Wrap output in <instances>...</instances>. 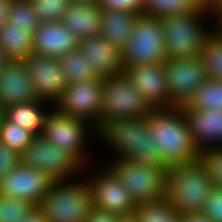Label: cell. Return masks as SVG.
<instances>
[{
    "instance_id": "1",
    "label": "cell",
    "mask_w": 222,
    "mask_h": 222,
    "mask_svg": "<svg viewBox=\"0 0 222 222\" xmlns=\"http://www.w3.org/2000/svg\"><path fill=\"white\" fill-rule=\"evenodd\" d=\"M97 144L108 145V150H113L110 160L130 159L143 166L169 168L153 138L149 137L147 116L107 123L98 132Z\"/></svg>"
},
{
    "instance_id": "2",
    "label": "cell",
    "mask_w": 222,
    "mask_h": 222,
    "mask_svg": "<svg viewBox=\"0 0 222 222\" xmlns=\"http://www.w3.org/2000/svg\"><path fill=\"white\" fill-rule=\"evenodd\" d=\"M147 117L149 137L153 138L169 167L198 159L200 152L194 144L182 107L152 109Z\"/></svg>"
},
{
    "instance_id": "3",
    "label": "cell",
    "mask_w": 222,
    "mask_h": 222,
    "mask_svg": "<svg viewBox=\"0 0 222 222\" xmlns=\"http://www.w3.org/2000/svg\"><path fill=\"white\" fill-rule=\"evenodd\" d=\"M160 20L167 59L199 56L206 38L217 26L212 11L206 4L187 15L169 16Z\"/></svg>"
},
{
    "instance_id": "4",
    "label": "cell",
    "mask_w": 222,
    "mask_h": 222,
    "mask_svg": "<svg viewBox=\"0 0 222 222\" xmlns=\"http://www.w3.org/2000/svg\"><path fill=\"white\" fill-rule=\"evenodd\" d=\"M214 185L199 159L167 169L166 198L178 213H201Z\"/></svg>"
},
{
    "instance_id": "5",
    "label": "cell",
    "mask_w": 222,
    "mask_h": 222,
    "mask_svg": "<svg viewBox=\"0 0 222 222\" xmlns=\"http://www.w3.org/2000/svg\"><path fill=\"white\" fill-rule=\"evenodd\" d=\"M41 135L55 147L73 156L84 168L98 161L94 162L93 159L99 157L94 155L89 145L92 139V142L98 140V132L86 120L61 114L53 107L46 116Z\"/></svg>"
},
{
    "instance_id": "6",
    "label": "cell",
    "mask_w": 222,
    "mask_h": 222,
    "mask_svg": "<svg viewBox=\"0 0 222 222\" xmlns=\"http://www.w3.org/2000/svg\"><path fill=\"white\" fill-rule=\"evenodd\" d=\"M38 207L49 222H85L93 209L91 188L83 176L54 182Z\"/></svg>"
},
{
    "instance_id": "7",
    "label": "cell",
    "mask_w": 222,
    "mask_h": 222,
    "mask_svg": "<svg viewBox=\"0 0 222 222\" xmlns=\"http://www.w3.org/2000/svg\"><path fill=\"white\" fill-rule=\"evenodd\" d=\"M152 109L125 73L104 78L99 132L107 123L146 117Z\"/></svg>"
},
{
    "instance_id": "8",
    "label": "cell",
    "mask_w": 222,
    "mask_h": 222,
    "mask_svg": "<svg viewBox=\"0 0 222 222\" xmlns=\"http://www.w3.org/2000/svg\"><path fill=\"white\" fill-rule=\"evenodd\" d=\"M96 166L98 168L90 165L82 172L91 188L93 207L121 218L133 217L137 203L127 188L106 165L102 164L100 168L96 163Z\"/></svg>"
},
{
    "instance_id": "9",
    "label": "cell",
    "mask_w": 222,
    "mask_h": 222,
    "mask_svg": "<svg viewBox=\"0 0 222 222\" xmlns=\"http://www.w3.org/2000/svg\"><path fill=\"white\" fill-rule=\"evenodd\" d=\"M106 163L137 204L166 197V168L143 166L130 159L109 160Z\"/></svg>"
},
{
    "instance_id": "10",
    "label": "cell",
    "mask_w": 222,
    "mask_h": 222,
    "mask_svg": "<svg viewBox=\"0 0 222 222\" xmlns=\"http://www.w3.org/2000/svg\"><path fill=\"white\" fill-rule=\"evenodd\" d=\"M124 67L164 63L167 53L160 19L140 15L132 35L122 50Z\"/></svg>"
},
{
    "instance_id": "11",
    "label": "cell",
    "mask_w": 222,
    "mask_h": 222,
    "mask_svg": "<svg viewBox=\"0 0 222 222\" xmlns=\"http://www.w3.org/2000/svg\"><path fill=\"white\" fill-rule=\"evenodd\" d=\"M20 163L46 173L54 182L82 177L84 167L69 153L36 135L20 154Z\"/></svg>"
},
{
    "instance_id": "12",
    "label": "cell",
    "mask_w": 222,
    "mask_h": 222,
    "mask_svg": "<svg viewBox=\"0 0 222 222\" xmlns=\"http://www.w3.org/2000/svg\"><path fill=\"white\" fill-rule=\"evenodd\" d=\"M104 78L68 84L62 97L53 106L61 114L80 118L100 127Z\"/></svg>"
},
{
    "instance_id": "13",
    "label": "cell",
    "mask_w": 222,
    "mask_h": 222,
    "mask_svg": "<svg viewBox=\"0 0 222 222\" xmlns=\"http://www.w3.org/2000/svg\"><path fill=\"white\" fill-rule=\"evenodd\" d=\"M164 66L169 96L176 107L187 104L207 79L199 56L167 59Z\"/></svg>"
},
{
    "instance_id": "14",
    "label": "cell",
    "mask_w": 222,
    "mask_h": 222,
    "mask_svg": "<svg viewBox=\"0 0 222 222\" xmlns=\"http://www.w3.org/2000/svg\"><path fill=\"white\" fill-rule=\"evenodd\" d=\"M54 181L44 172L19 163L0 179V195L25 200L38 206Z\"/></svg>"
},
{
    "instance_id": "15",
    "label": "cell",
    "mask_w": 222,
    "mask_h": 222,
    "mask_svg": "<svg viewBox=\"0 0 222 222\" xmlns=\"http://www.w3.org/2000/svg\"><path fill=\"white\" fill-rule=\"evenodd\" d=\"M24 63L38 98L54 106L68 85L58 58L32 53Z\"/></svg>"
},
{
    "instance_id": "16",
    "label": "cell",
    "mask_w": 222,
    "mask_h": 222,
    "mask_svg": "<svg viewBox=\"0 0 222 222\" xmlns=\"http://www.w3.org/2000/svg\"><path fill=\"white\" fill-rule=\"evenodd\" d=\"M124 73L151 109L176 107L169 96L164 63L124 67Z\"/></svg>"
},
{
    "instance_id": "17",
    "label": "cell",
    "mask_w": 222,
    "mask_h": 222,
    "mask_svg": "<svg viewBox=\"0 0 222 222\" xmlns=\"http://www.w3.org/2000/svg\"><path fill=\"white\" fill-rule=\"evenodd\" d=\"M197 149L209 150L222 147V111L192 109L181 106Z\"/></svg>"
},
{
    "instance_id": "18",
    "label": "cell",
    "mask_w": 222,
    "mask_h": 222,
    "mask_svg": "<svg viewBox=\"0 0 222 222\" xmlns=\"http://www.w3.org/2000/svg\"><path fill=\"white\" fill-rule=\"evenodd\" d=\"M79 50L101 78L124 73L122 51L101 34L79 41Z\"/></svg>"
},
{
    "instance_id": "19",
    "label": "cell",
    "mask_w": 222,
    "mask_h": 222,
    "mask_svg": "<svg viewBox=\"0 0 222 222\" xmlns=\"http://www.w3.org/2000/svg\"><path fill=\"white\" fill-rule=\"evenodd\" d=\"M38 99L24 61L10 60L0 72V103L5 108Z\"/></svg>"
},
{
    "instance_id": "20",
    "label": "cell",
    "mask_w": 222,
    "mask_h": 222,
    "mask_svg": "<svg viewBox=\"0 0 222 222\" xmlns=\"http://www.w3.org/2000/svg\"><path fill=\"white\" fill-rule=\"evenodd\" d=\"M33 53L60 58L78 48L79 40L61 21L41 23L34 31Z\"/></svg>"
},
{
    "instance_id": "21",
    "label": "cell",
    "mask_w": 222,
    "mask_h": 222,
    "mask_svg": "<svg viewBox=\"0 0 222 222\" xmlns=\"http://www.w3.org/2000/svg\"><path fill=\"white\" fill-rule=\"evenodd\" d=\"M101 15L97 3H71L61 22L80 41L100 34Z\"/></svg>"
},
{
    "instance_id": "22",
    "label": "cell",
    "mask_w": 222,
    "mask_h": 222,
    "mask_svg": "<svg viewBox=\"0 0 222 222\" xmlns=\"http://www.w3.org/2000/svg\"><path fill=\"white\" fill-rule=\"evenodd\" d=\"M139 16L132 11L102 9L100 34L122 51L130 40Z\"/></svg>"
},
{
    "instance_id": "23",
    "label": "cell",
    "mask_w": 222,
    "mask_h": 222,
    "mask_svg": "<svg viewBox=\"0 0 222 222\" xmlns=\"http://www.w3.org/2000/svg\"><path fill=\"white\" fill-rule=\"evenodd\" d=\"M53 105L40 98L25 103L5 107V118L20 127L29 130L34 136L41 135L46 116Z\"/></svg>"
},
{
    "instance_id": "24",
    "label": "cell",
    "mask_w": 222,
    "mask_h": 222,
    "mask_svg": "<svg viewBox=\"0 0 222 222\" xmlns=\"http://www.w3.org/2000/svg\"><path fill=\"white\" fill-rule=\"evenodd\" d=\"M0 47L9 60L24 61L33 53L32 34L6 22L0 29Z\"/></svg>"
},
{
    "instance_id": "25",
    "label": "cell",
    "mask_w": 222,
    "mask_h": 222,
    "mask_svg": "<svg viewBox=\"0 0 222 222\" xmlns=\"http://www.w3.org/2000/svg\"><path fill=\"white\" fill-rule=\"evenodd\" d=\"M67 84L98 80L100 77L83 56L79 48L58 58Z\"/></svg>"
},
{
    "instance_id": "26",
    "label": "cell",
    "mask_w": 222,
    "mask_h": 222,
    "mask_svg": "<svg viewBox=\"0 0 222 222\" xmlns=\"http://www.w3.org/2000/svg\"><path fill=\"white\" fill-rule=\"evenodd\" d=\"M199 58L207 78L222 80V31L217 26L206 38Z\"/></svg>"
},
{
    "instance_id": "27",
    "label": "cell",
    "mask_w": 222,
    "mask_h": 222,
    "mask_svg": "<svg viewBox=\"0 0 222 222\" xmlns=\"http://www.w3.org/2000/svg\"><path fill=\"white\" fill-rule=\"evenodd\" d=\"M202 4L200 0H145L142 15L157 19L187 15Z\"/></svg>"
},
{
    "instance_id": "28",
    "label": "cell",
    "mask_w": 222,
    "mask_h": 222,
    "mask_svg": "<svg viewBox=\"0 0 222 222\" xmlns=\"http://www.w3.org/2000/svg\"><path fill=\"white\" fill-rule=\"evenodd\" d=\"M133 218L137 222H179L180 214L165 197L136 204Z\"/></svg>"
},
{
    "instance_id": "29",
    "label": "cell",
    "mask_w": 222,
    "mask_h": 222,
    "mask_svg": "<svg viewBox=\"0 0 222 222\" xmlns=\"http://www.w3.org/2000/svg\"><path fill=\"white\" fill-rule=\"evenodd\" d=\"M186 105L192 109L222 111V80L207 78Z\"/></svg>"
},
{
    "instance_id": "30",
    "label": "cell",
    "mask_w": 222,
    "mask_h": 222,
    "mask_svg": "<svg viewBox=\"0 0 222 222\" xmlns=\"http://www.w3.org/2000/svg\"><path fill=\"white\" fill-rule=\"evenodd\" d=\"M6 22L15 27L27 28L32 35L41 24L31 0H10Z\"/></svg>"
},
{
    "instance_id": "31",
    "label": "cell",
    "mask_w": 222,
    "mask_h": 222,
    "mask_svg": "<svg viewBox=\"0 0 222 222\" xmlns=\"http://www.w3.org/2000/svg\"><path fill=\"white\" fill-rule=\"evenodd\" d=\"M33 138L34 135L29 130L10 122L6 118L3 119L0 127V140L12 150L21 154Z\"/></svg>"
},
{
    "instance_id": "32",
    "label": "cell",
    "mask_w": 222,
    "mask_h": 222,
    "mask_svg": "<svg viewBox=\"0 0 222 222\" xmlns=\"http://www.w3.org/2000/svg\"><path fill=\"white\" fill-rule=\"evenodd\" d=\"M41 23L59 22L68 10L70 0H31Z\"/></svg>"
},
{
    "instance_id": "33",
    "label": "cell",
    "mask_w": 222,
    "mask_h": 222,
    "mask_svg": "<svg viewBox=\"0 0 222 222\" xmlns=\"http://www.w3.org/2000/svg\"><path fill=\"white\" fill-rule=\"evenodd\" d=\"M34 205L25 200L0 195V222H18Z\"/></svg>"
},
{
    "instance_id": "34",
    "label": "cell",
    "mask_w": 222,
    "mask_h": 222,
    "mask_svg": "<svg viewBox=\"0 0 222 222\" xmlns=\"http://www.w3.org/2000/svg\"><path fill=\"white\" fill-rule=\"evenodd\" d=\"M198 159L204 165L214 187L222 189V147L202 150Z\"/></svg>"
},
{
    "instance_id": "35",
    "label": "cell",
    "mask_w": 222,
    "mask_h": 222,
    "mask_svg": "<svg viewBox=\"0 0 222 222\" xmlns=\"http://www.w3.org/2000/svg\"><path fill=\"white\" fill-rule=\"evenodd\" d=\"M201 213L211 222H222V189L214 187Z\"/></svg>"
},
{
    "instance_id": "36",
    "label": "cell",
    "mask_w": 222,
    "mask_h": 222,
    "mask_svg": "<svg viewBox=\"0 0 222 222\" xmlns=\"http://www.w3.org/2000/svg\"><path fill=\"white\" fill-rule=\"evenodd\" d=\"M145 0H98L97 4L106 10H125L142 15Z\"/></svg>"
},
{
    "instance_id": "37",
    "label": "cell",
    "mask_w": 222,
    "mask_h": 222,
    "mask_svg": "<svg viewBox=\"0 0 222 222\" xmlns=\"http://www.w3.org/2000/svg\"><path fill=\"white\" fill-rule=\"evenodd\" d=\"M20 163V154L0 140V179L8 175Z\"/></svg>"
},
{
    "instance_id": "38",
    "label": "cell",
    "mask_w": 222,
    "mask_h": 222,
    "mask_svg": "<svg viewBox=\"0 0 222 222\" xmlns=\"http://www.w3.org/2000/svg\"><path fill=\"white\" fill-rule=\"evenodd\" d=\"M122 218L93 207L85 222H120Z\"/></svg>"
},
{
    "instance_id": "39",
    "label": "cell",
    "mask_w": 222,
    "mask_h": 222,
    "mask_svg": "<svg viewBox=\"0 0 222 222\" xmlns=\"http://www.w3.org/2000/svg\"><path fill=\"white\" fill-rule=\"evenodd\" d=\"M18 222H49L38 206H34L30 212Z\"/></svg>"
},
{
    "instance_id": "40",
    "label": "cell",
    "mask_w": 222,
    "mask_h": 222,
    "mask_svg": "<svg viewBox=\"0 0 222 222\" xmlns=\"http://www.w3.org/2000/svg\"><path fill=\"white\" fill-rule=\"evenodd\" d=\"M179 222H211L202 213L181 214Z\"/></svg>"
},
{
    "instance_id": "41",
    "label": "cell",
    "mask_w": 222,
    "mask_h": 222,
    "mask_svg": "<svg viewBox=\"0 0 222 222\" xmlns=\"http://www.w3.org/2000/svg\"><path fill=\"white\" fill-rule=\"evenodd\" d=\"M208 6L212 11L216 23H218L222 19V0H212Z\"/></svg>"
},
{
    "instance_id": "42",
    "label": "cell",
    "mask_w": 222,
    "mask_h": 222,
    "mask_svg": "<svg viewBox=\"0 0 222 222\" xmlns=\"http://www.w3.org/2000/svg\"><path fill=\"white\" fill-rule=\"evenodd\" d=\"M10 0H0V29L6 23Z\"/></svg>"
},
{
    "instance_id": "43",
    "label": "cell",
    "mask_w": 222,
    "mask_h": 222,
    "mask_svg": "<svg viewBox=\"0 0 222 222\" xmlns=\"http://www.w3.org/2000/svg\"><path fill=\"white\" fill-rule=\"evenodd\" d=\"M9 61L10 60L6 57V54L2 51L0 47V72Z\"/></svg>"
},
{
    "instance_id": "44",
    "label": "cell",
    "mask_w": 222,
    "mask_h": 222,
    "mask_svg": "<svg viewBox=\"0 0 222 222\" xmlns=\"http://www.w3.org/2000/svg\"><path fill=\"white\" fill-rule=\"evenodd\" d=\"M71 3H97L98 0H70Z\"/></svg>"
},
{
    "instance_id": "45",
    "label": "cell",
    "mask_w": 222,
    "mask_h": 222,
    "mask_svg": "<svg viewBox=\"0 0 222 222\" xmlns=\"http://www.w3.org/2000/svg\"><path fill=\"white\" fill-rule=\"evenodd\" d=\"M4 118H5V108L0 103V127Z\"/></svg>"
},
{
    "instance_id": "46",
    "label": "cell",
    "mask_w": 222,
    "mask_h": 222,
    "mask_svg": "<svg viewBox=\"0 0 222 222\" xmlns=\"http://www.w3.org/2000/svg\"><path fill=\"white\" fill-rule=\"evenodd\" d=\"M120 222H137L133 217L130 218H122Z\"/></svg>"
},
{
    "instance_id": "47",
    "label": "cell",
    "mask_w": 222,
    "mask_h": 222,
    "mask_svg": "<svg viewBox=\"0 0 222 222\" xmlns=\"http://www.w3.org/2000/svg\"><path fill=\"white\" fill-rule=\"evenodd\" d=\"M203 4L209 5L212 0H200Z\"/></svg>"
},
{
    "instance_id": "48",
    "label": "cell",
    "mask_w": 222,
    "mask_h": 222,
    "mask_svg": "<svg viewBox=\"0 0 222 222\" xmlns=\"http://www.w3.org/2000/svg\"><path fill=\"white\" fill-rule=\"evenodd\" d=\"M217 27L222 31V19L217 23Z\"/></svg>"
}]
</instances>
